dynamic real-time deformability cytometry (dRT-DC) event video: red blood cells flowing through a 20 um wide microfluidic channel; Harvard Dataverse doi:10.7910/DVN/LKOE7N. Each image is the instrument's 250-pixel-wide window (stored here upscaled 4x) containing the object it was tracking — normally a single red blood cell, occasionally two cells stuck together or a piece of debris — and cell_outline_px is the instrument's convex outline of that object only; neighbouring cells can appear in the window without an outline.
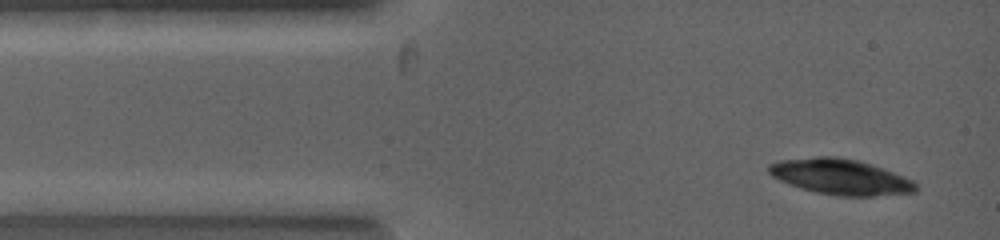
{"species": "common noctule bat (a hibernating species)", "species_latin": "Nyctalus noctula", "temperature_condition": "warm", "stored_images_in_passage": 4, "camera_frame_rate_fps": 5000, "um_per_image_px": 0.085, "animal": {"sex": "female", "body_mass_g": 19.0, "forearm_length_mm": 53.3}, "frame": {"image": 1, "passage_image": 1, "time_ms": 0.0, "image_size_px": [1000, 240], "cell_outline_px": [[920, 188], [916, 192], [872, 196], [836, 196], [816, 192], [800, 188], [788, 184], [772, 176], [768, 172], [768, 164], [780, 160], [816, 156], [836, 156], [856, 160], [904, 176], [912, 180]], "centroid_in_image_um": [71.42, 15.04], "position_along_channel_um": 13.6, "area_um2": 30.4}}